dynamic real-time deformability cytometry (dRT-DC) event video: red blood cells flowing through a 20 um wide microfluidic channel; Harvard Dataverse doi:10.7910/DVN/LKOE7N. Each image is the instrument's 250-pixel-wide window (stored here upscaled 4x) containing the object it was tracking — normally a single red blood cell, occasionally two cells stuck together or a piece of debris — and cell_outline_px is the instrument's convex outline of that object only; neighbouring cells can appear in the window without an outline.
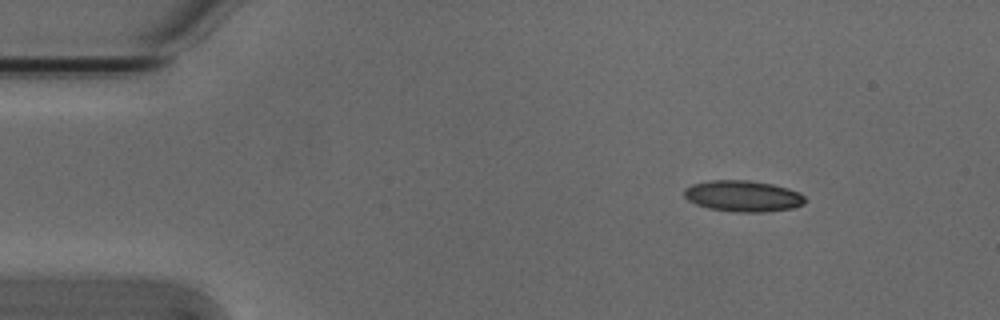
{"species": "Egyptian fruit bat (a non-hibernating species)", "species_latin": "Rousettus aegyptiacus", "temperature_condition": "cold", "stored_images_in_passage": 3, "camera_frame_rate_fps": 3000, "um_per_image_px": 0.085, "animal": {"sex": "male"}, "frame": {"image": 1, "passage_image": 1, "time_ms": 0.0, "image_size_px": [1000, 320], "cell_outline_px": [[804, 204], [792, 208], [760, 212], [736, 212], [708, 208], [696, 204], [688, 200], [684, 196], [684, 188], [692, 184], [712, 180], [748, 180], [772, 184], [788, 188], [800, 192], [804, 196]], "centroid_in_image_um": [63.14, 16.66], "position_along_channel_um": 21.9, "area_um2": 21.91}}